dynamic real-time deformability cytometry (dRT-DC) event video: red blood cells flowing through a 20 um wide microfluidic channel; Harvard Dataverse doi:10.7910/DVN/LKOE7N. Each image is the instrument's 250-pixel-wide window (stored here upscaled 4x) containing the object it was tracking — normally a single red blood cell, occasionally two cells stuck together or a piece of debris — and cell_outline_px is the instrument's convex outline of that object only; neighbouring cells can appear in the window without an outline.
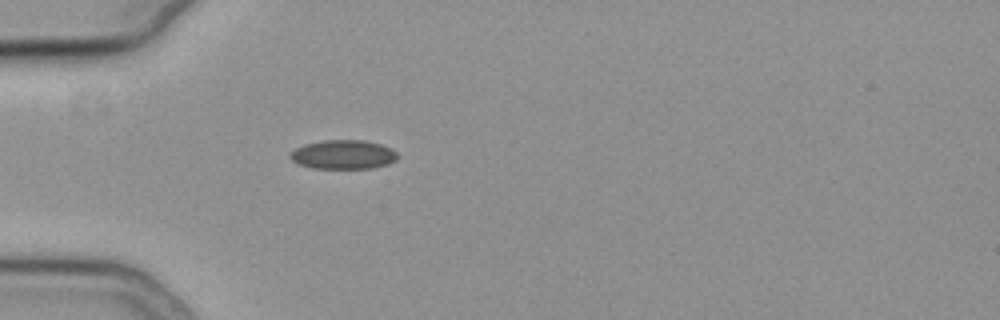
{"species": "common noctule bat (a hibernating species)", "species_latin": "Nyctalus noctula", "temperature_condition": "cold", "stored_images_in_passage": 39, "camera_frame_rate_fps": 3000, "um_per_image_px": 0.085, "animal": {"sex": "female", "body_mass_g": 19.3, "forearm_length_mm": 54.1}, "frame": {"image": 1, "passage_image": 1, "time_ms": 0.0, "image_size_px": [1000, 320], "cell_outline_px": [[396, 160], [388, 164], [372, 168], [312, 168], [300, 164], [292, 160], [288, 156], [296, 148], [304, 144], [324, 140], [364, 140], [380, 144], [392, 148], [396, 152]], "centroid_in_image_um": [29.18, 13.13], "position_along_channel_um": 55.8, "area_um2": 18.09}}
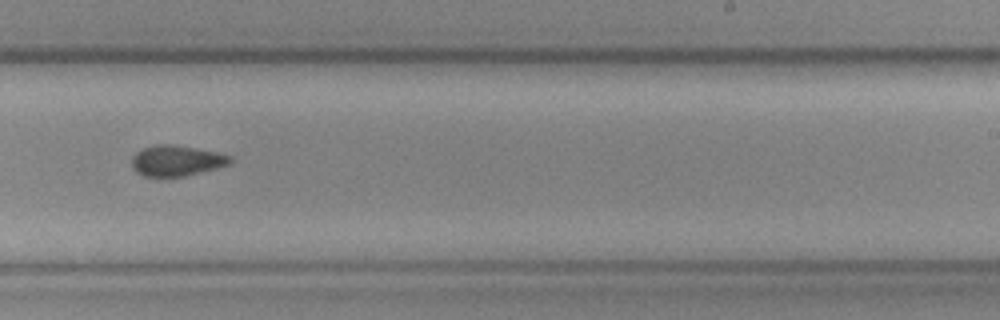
{"frame": {"image": 2, "passage_image": 19, "time_ms": 6.0, "image_size_px": [1000, 320], "cell_outline_px": [[232, 160], [228, 164], [216, 168], [184, 176], [144, 176], [136, 172], [132, 168], [132, 156], [136, 152], [144, 148], [156, 144], [172, 144], [216, 152], [232, 156]], "centroid_in_image_um": [14.97, 13.65], "position_along_channel_um": 274.0, "area_um2": 17.4}}
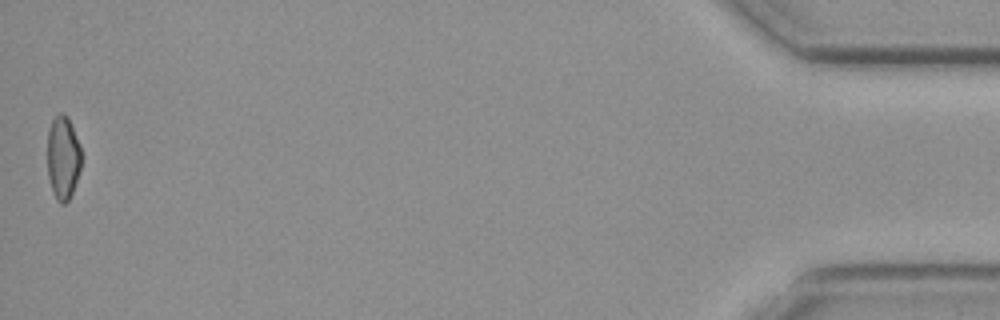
{"frame": {"image": 3, "passage_image": 39, "time_ms": 12.667, "image_size_px": [1000, 320], "cell_outline_px": [[80, 168], [72, 192], [68, 200], [64, 204], [60, 204], [56, 200], [52, 192], [48, 176], [48, 128], [52, 120], [60, 112], [64, 112], [68, 116], [80, 144]], "centroid_in_image_um": [5.34, 13.38], "position_along_channel_um": 429.9, "area_um2": 16.53}, "authors_computed_cell_mechanics": {"area_um2": 17.7446, "velocity_mm_per_s": 3.7862, "shape_relaxation_time_tau1_ms": null, "shape_relaxation_time_tau2_ms": 6.1946, "deformation_change_tau1": null, "deformation_change_tau2": 0.0829}}